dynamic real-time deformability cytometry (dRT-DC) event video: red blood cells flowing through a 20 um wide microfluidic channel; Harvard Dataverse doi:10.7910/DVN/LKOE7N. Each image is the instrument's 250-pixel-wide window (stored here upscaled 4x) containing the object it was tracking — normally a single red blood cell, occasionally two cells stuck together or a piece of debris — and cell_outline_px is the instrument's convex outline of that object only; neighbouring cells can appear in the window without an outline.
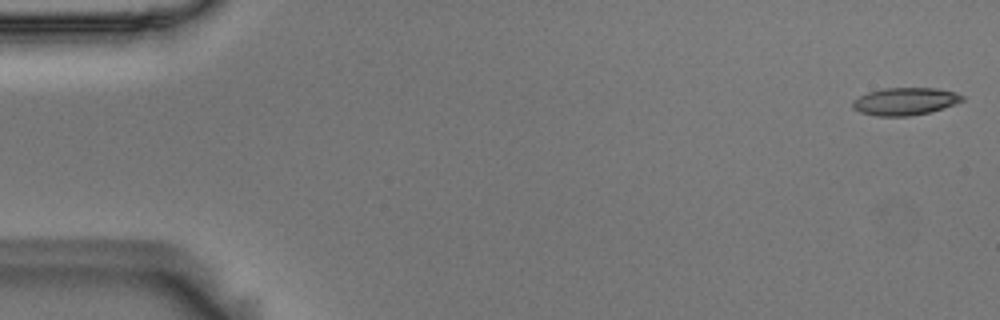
{"species": "Egyptian fruit bat (a non-hibernating species)", "species_latin": "Rousettus aegyptiacus", "temperature_condition": "room temperature", "stored_images_in_passage": 5, "camera_frame_rate_fps": 3000, "um_per_image_px": 0.085, "animal": {"sex": "male"}, "frame": {"image": 1, "passage_image": 1, "time_ms": 0.0, "image_size_px": [1000, 320], "cell_outline_px": [[964, 100], [956, 104], [928, 112], [908, 116], [876, 116], [860, 112], [852, 108], [852, 100], [868, 92], [884, 88], [936, 88], [956, 92], [964, 96]], "centroid_in_image_um": [76.92, 8.61], "position_along_channel_um": 8.1, "area_um2": 17.57}}
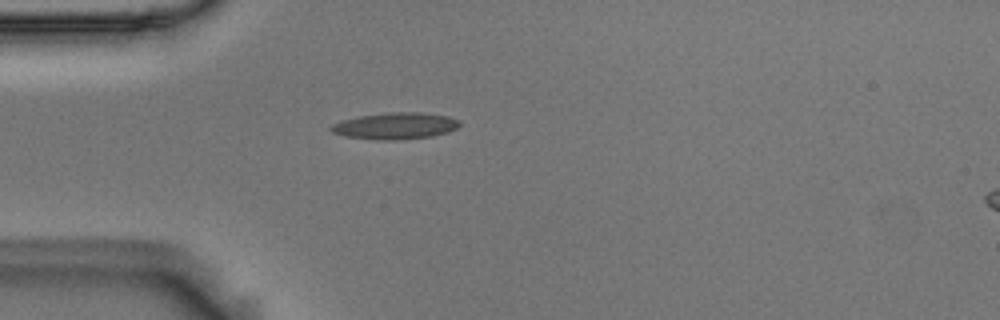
{"frame": {"image": 2, "passage_image": 5, "time_ms": 1.333, "image_size_px": [1000, 320], "cell_outline_px": [[460, 124], [456, 128], [448, 132], [432, 136], [392, 140], [380, 140], [344, 136], [332, 132], [328, 128], [332, 124], [344, 120], [360, 116], [392, 112], [420, 112], [448, 116], [460, 120]], "centroid_in_image_um": [33.61, 10.7], "position_along_channel_um": 51.4, "area_um2": 19.77}}